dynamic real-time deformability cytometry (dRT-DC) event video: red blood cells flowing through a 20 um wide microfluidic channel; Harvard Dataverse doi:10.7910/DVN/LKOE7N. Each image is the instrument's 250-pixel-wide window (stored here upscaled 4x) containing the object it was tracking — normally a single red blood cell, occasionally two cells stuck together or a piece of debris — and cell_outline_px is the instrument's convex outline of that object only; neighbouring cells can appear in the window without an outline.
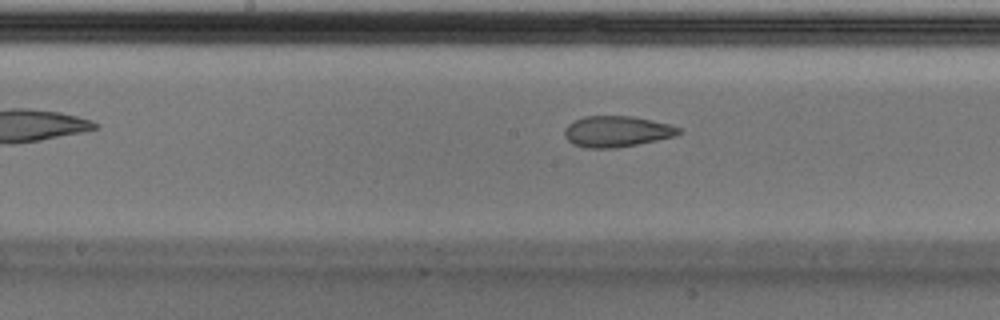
{"species": "Egyptian fruit bat (a non-hibernating species)", "species_latin": "Rousettus aegyptiacus", "temperature_condition": "cold", "stored_images_in_passage": 38, "camera_frame_rate_fps": 3000, "um_per_image_px": 0.085, "animal": {"sex": "male"}, "frame": {"image": 1, "passage_image": 12, "time_ms": 3.667, "image_size_px": [1000, 320], "cell_outline_px": [[684, 132], [676, 136], [616, 148], [584, 148], [572, 144], [564, 136], [564, 128], [568, 124], [584, 116], [632, 116], [672, 124], [680, 128]], "centroid_in_image_um": [52.44, 11.17], "position_along_channel_um": 195.8, "area_um2": 20.81}, "authors_computed_cell_mechanics": {"area_um2": 21.8484, "velocity_mm_per_s": 3.7271, "shape_relaxation_time_tau1_ms": null, "shape_relaxation_time_tau2_ms": 1.6742, "deformation_change_tau1": null, "deformation_change_tau2": 0.0875}}